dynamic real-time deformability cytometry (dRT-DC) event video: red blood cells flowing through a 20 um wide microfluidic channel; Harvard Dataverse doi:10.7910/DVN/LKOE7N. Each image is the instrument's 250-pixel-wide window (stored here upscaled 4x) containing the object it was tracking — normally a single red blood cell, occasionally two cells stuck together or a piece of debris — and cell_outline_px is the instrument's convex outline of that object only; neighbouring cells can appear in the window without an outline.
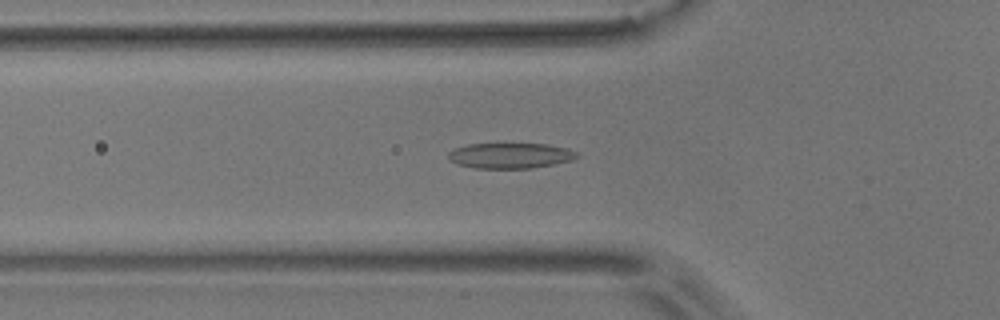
{"species": "common noctule bat (a hibernating species)", "species_latin": "Nyctalus noctula", "temperature_condition": "room temperature", "stored_images_in_passage": 54, "camera_frame_rate_fps": 3000, "um_per_image_px": 0.085, "animal": {"sex": "male", "body_mass_g": 17.9}, "frame": {"image": 1, "passage_image": 18, "time_ms": 5.667, "image_size_px": [1000, 320], "cell_outline_px": [[580, 156], [572, 160], [552, 164], [528, 168], [476, 168], [456, 164], [448, 160], [448, 152], [456, 148], [468, 144], [548, 144], [568, 148], [576, 152]], "centroid_in_image_um": [43.36, 13.22], "position_along_channel_um": 82.4, "area_um2": 19.02}}
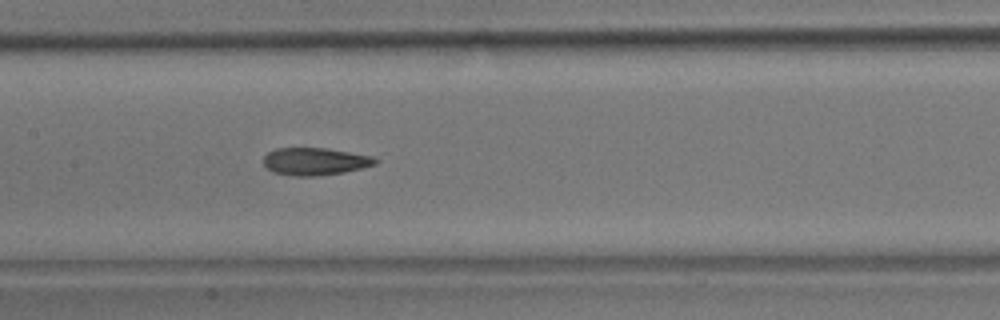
{"frame": {"image": 2, "passage_image": 26, "time_ms": 8.333, "image_size_px": [1000, 320], "cell_outline_px": [[380, 160], [376, 164], [344, 172], [316, 176], [292, 176], [272, 172], [264, 164], [264, 156], [268, 152], [276, 148], [328, 148], [372, 156]], "centroid_in_image_um": [26.77, 13.72], "position_along_channel_um": 180.6, "area_um2": 17.92}}
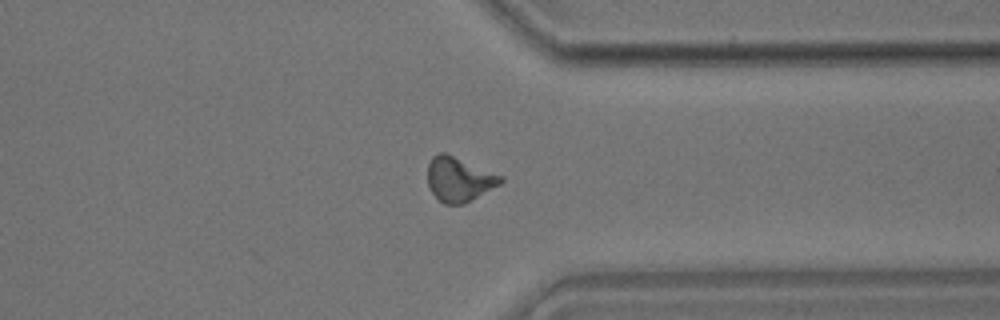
{"frame": {"image": 3, "passage_image": 42, "time_ms": 13.667, "image_size_px": [1000, 320], "cell_outline_px": [[504, 180], [500, 184], [464, 204], [444, 204], [432, 192], [428, 184], [428, 164], [432, 156], [440, 152], [444, 152], [504, 176]], "centroid_in_image_um": [39.02, 15.23], "position_along_channel_um": 372.4, "area_um2": 18.79}, "authors_computed_cell_mechanics": {"area_um2": 18.496, "velocity_mm_per_s": 3.647, "shape_relaxation_time_tau1_ms": 7.8082, "shape_relaxation_time_tau2_ms": 2.3556, "deformation_change_tau1": 0.204, "deformation_change_tau2": 0.0923}}